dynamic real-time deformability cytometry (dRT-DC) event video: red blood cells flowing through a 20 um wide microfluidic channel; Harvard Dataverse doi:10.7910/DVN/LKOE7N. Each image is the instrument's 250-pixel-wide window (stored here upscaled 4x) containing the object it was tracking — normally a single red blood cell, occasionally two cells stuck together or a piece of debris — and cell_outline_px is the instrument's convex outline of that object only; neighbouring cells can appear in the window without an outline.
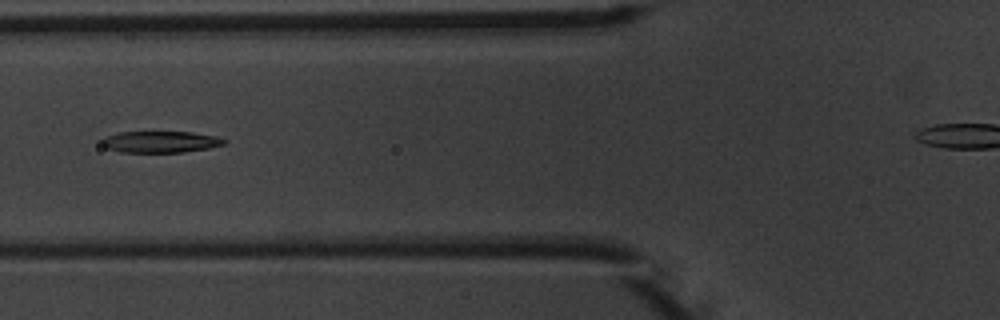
{"species": "common noctule bat (a hibernating species)", "species_latin": "Nyctalus noctula", "temperature_condition": "warm", "stored_images_in_passage": 6, "camera_frame_rate_fps": 3000, "um_per_image_px": 0.085, "animal": {"sex": "male", "body_mass_g": 20.1, "forearm_length_mm": 53.5}, "frame": {"image": 1, "passage_image": 6, "time_ms": 6.0, "image_size_px": [1000, 320], "cell_outline_px": [[228, 144], [208, 148], [184, 152], [120, 152], [108, 148], [100, 144], [100, 140], [104, 136], [120, 132], [192, 132], [216, 136], [228, 140]], "centroid_in_image_um": [13.65, 12.05], "position_along_channel_um": 112.1, "area_um2": 15.49}}